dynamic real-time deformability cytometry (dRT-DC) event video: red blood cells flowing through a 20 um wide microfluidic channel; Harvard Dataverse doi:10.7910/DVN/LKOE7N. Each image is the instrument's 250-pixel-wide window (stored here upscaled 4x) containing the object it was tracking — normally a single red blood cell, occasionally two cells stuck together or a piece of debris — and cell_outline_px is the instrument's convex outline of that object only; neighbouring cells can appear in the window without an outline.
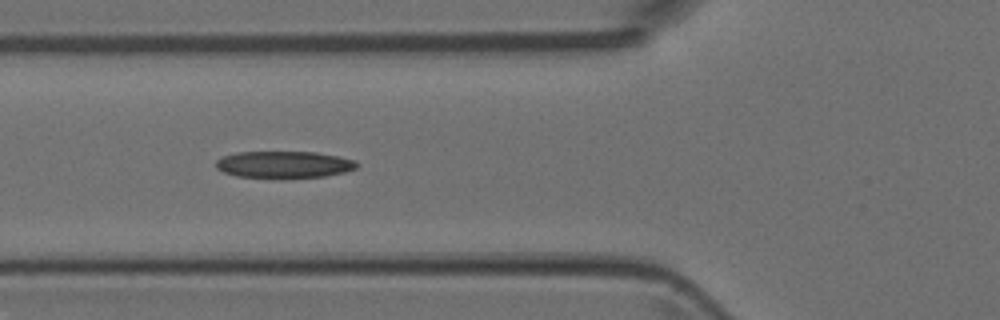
{"species": "Egyptian fruit bat (a non-hibernating species)", "species_latin": "Rousettus aegyptiacus", "temperature_condition": "room temperature", "stored_images_in_passage": 6, "camera_frame_rate_fps": 3000, "um_per_image_px": 0.085, "animal": {"sex": "female"}, "frame": {"image": 1, "passage_image": 2, "time_ms": 0.333, "image_size_px": [1000, 320], "cell_outline_px": [[360, 164], [356, 168], [344, 172], [324, 176], [236, 176], [224, 172], [216, 168], [216, 160], [224, 156], [236, 152], [316, 152], [340, 156], [356, 160]], "centroid_in_image_um": [24.18, 13.95], "position_along_channel_um": 101.6, "area_um2": 21.5}}
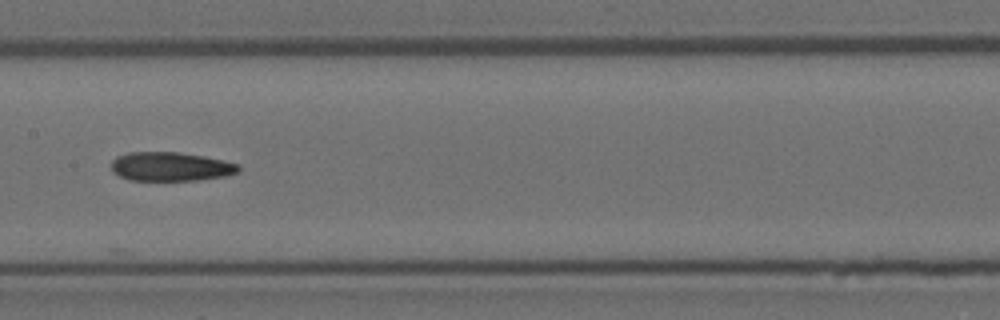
{"frame": {"image": 2, "passage_image": 4, "time_ms": 1.0, "image_size_px": [1000, 320], "cell_outline_px": [[240, 168], [236, 172], [228, 176], [200, 180], [128, 180], [112, 172], [112, 160], [116, 156], [128, 152], [176, 152], [204, 156], [224, 160], [240, 164]], "centroid_in_image_um": [14.51, 14.16], "position_along_channel_um": 192.9, "area_um2": 21.62}}
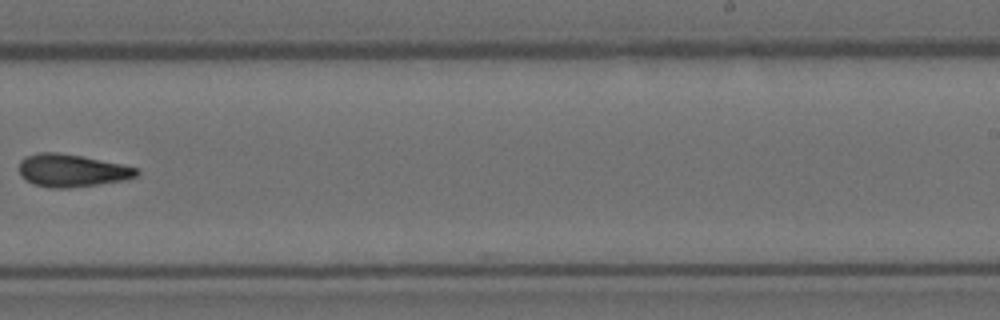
{"frame": {"image": 3, "passage_image": 6, "time_ms": 1.667, "image_size_px": [1000, 320], "cell_outline_px": [[140, 176], [128, 180], [68, 188], [52, 188], [32, 184], [24, 180], [20, 176], [20, 160], [28, 156], [40, 152], [56, 152], [80, 156], [120, 164], [136, 168], [140, 172]], "centroid_in_image_um": [6.11, 14.51], "position_along_channel_um": 282.9, "area_um2": 22.37}}